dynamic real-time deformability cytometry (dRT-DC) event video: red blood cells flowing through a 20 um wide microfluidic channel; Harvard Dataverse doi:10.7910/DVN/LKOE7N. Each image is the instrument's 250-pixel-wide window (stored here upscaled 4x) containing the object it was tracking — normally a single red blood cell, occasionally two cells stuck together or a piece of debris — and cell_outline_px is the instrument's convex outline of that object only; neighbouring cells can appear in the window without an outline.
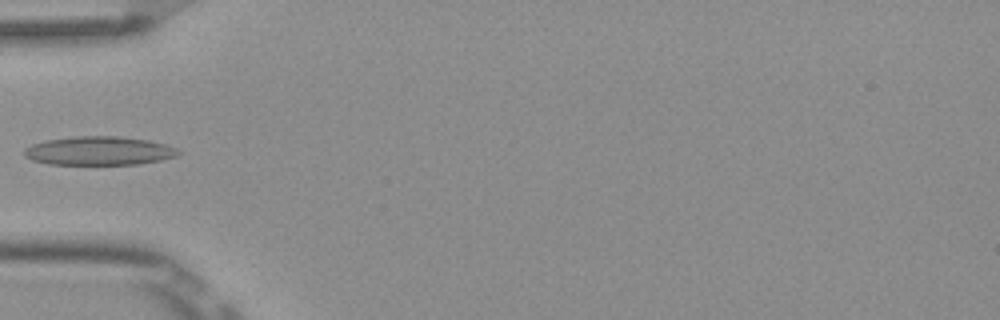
{"species": "Egyptian fruit bat (a non-hibernating species)", "species_latin": "Rousettus aegyptiacus", "temperature_condition": "room temperature", "stored_images_in_passage": 5, "camera_frame_rate_fps": 3000, "um_per_image_px": 0.085, "frame": {"image": 1, "passage_image": 5, "time_ms": 1.333, "image_size_px": [1000, 320], "cell_outline_px": [[180, 152], [176, 156], [160, 160], [136, 164], [48, 164], [32, 160], [24, 156], [24, 148], [32, 144], [44, 140], [76, 136], [120, 136], [148, 140], [168, 144], [176, 148]], "centroid_in_image_um": [8.4, 12.81], "position_along_channel_um": 76.6, "area_um2": 25.84}}